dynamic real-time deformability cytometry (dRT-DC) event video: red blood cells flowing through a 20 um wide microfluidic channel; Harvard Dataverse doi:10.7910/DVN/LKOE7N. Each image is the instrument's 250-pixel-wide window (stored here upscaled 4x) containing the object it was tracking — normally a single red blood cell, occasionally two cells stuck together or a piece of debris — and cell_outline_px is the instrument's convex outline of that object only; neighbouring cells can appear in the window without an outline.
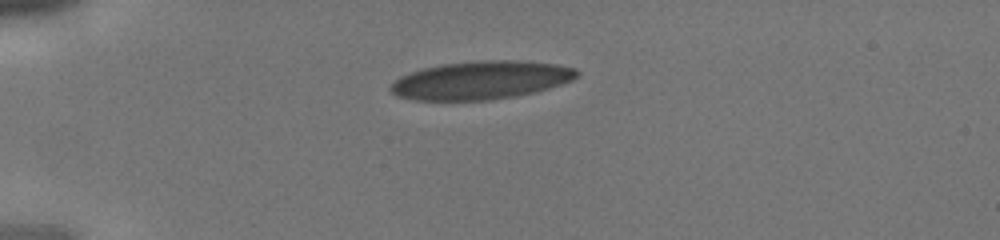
{"species": "human", "species_latin": "Homo sapiens", "temperature_condition": "cold", "stored_images_in_passage": 31, "camera_frame_rate_fps": 3000, "um_per_image_px": 0.085, "donor": {"sex": "male"}, "frame": {"image": 1, "passage_image": 1, "time_ms": 0.0, "image_size_px": [1000, 240], "cell_outline_px": [[580, 76], [572, 80], [548, 88], [516, 96], [488, 100], [412, 100], [396, 96], [388, 88], [400, 76], [424, 68], [444, 64], [480, 60], [520, 60], [556, 64], [576, 68], [580, 72]], "centroid_in_image_um": [40.9, 6.81], "position_along_channel_um": 44.1, "area_um2": 41.44}}
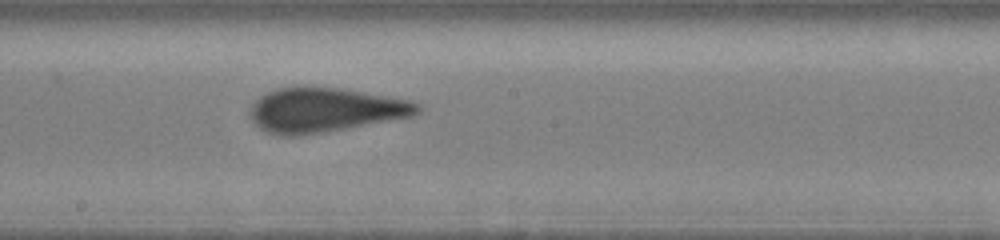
{"frame": {"image": 2, "passage_image": 14, "time_ms": 4.333, "image_size_px": [1000, 240], "cell_outline_px": [[420, 112], [412, 116], [344, 128], [296, 136], [280, 136], [268, 132], [260, 128], [252, 120], [252, 104], [260, 96], [268, 92], [280, 88], [340, 88], [412, 100], [420, 104]], "centroid_in_image_um": [27.64, 9.35], "position_along_channel_um": 220.6, "area_um2": 42.37}}
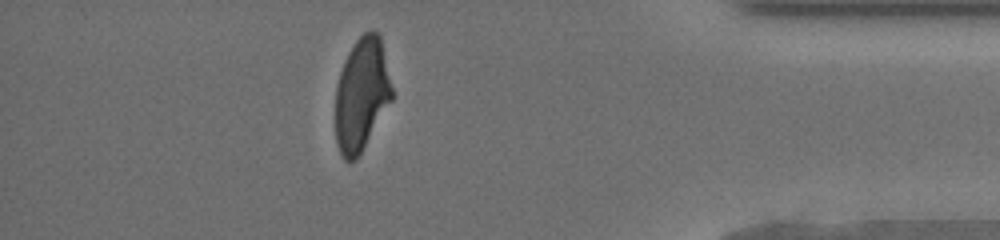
{"frame": {"image": 3, "passage_image": 27, "time_ms": 8.667, "image_size_px": [1000, 240], "cell_outline_px": [[392, 100], [356, 160], [344, 160], [340, 156], [336, 144], [336, 84], [344, 60], [348, 52], [356, 40], [364, 32], [376, 32], [380, 36], [392, 88]], "centroid_in_image_um": [30.71, 8.05], "position_along_channel_um": 404.5, "area_um2": 36.93}}